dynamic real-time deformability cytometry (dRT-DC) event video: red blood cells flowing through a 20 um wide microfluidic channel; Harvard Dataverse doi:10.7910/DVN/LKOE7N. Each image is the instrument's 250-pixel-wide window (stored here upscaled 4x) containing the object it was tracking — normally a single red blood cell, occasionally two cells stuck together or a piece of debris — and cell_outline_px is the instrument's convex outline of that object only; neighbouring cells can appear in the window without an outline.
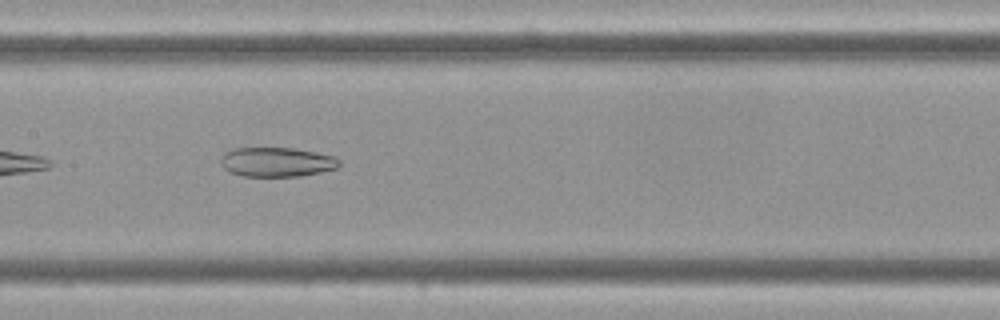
{"species": "Egyptian fruit bat (a non-hibernating species)", "species_latin": "Rousettus aegyptiacus", "temperature_condition": "cold", "stored_images_in_passage": 41, "camera_frame_rate_fps": 3000, "um_per_image_px": 0.085, "frame": {"image": 1, "passage_image": 12, "time_ms": 3.667, "image_size_px": [1000, 320], "cell_outline_px": [[340, 164], [336, 168], [320, 172], [300, 176], [244, 176], [232, 172], [224, 168], [220, 160], [224, 152], [236, 148], [296, 148], [316, 152], [332, 156], [340, 160]], "centroid_in_image_um": [23.53, 13.76], "position_along_channel_um": 183.9, "area_um2": 20.17}}